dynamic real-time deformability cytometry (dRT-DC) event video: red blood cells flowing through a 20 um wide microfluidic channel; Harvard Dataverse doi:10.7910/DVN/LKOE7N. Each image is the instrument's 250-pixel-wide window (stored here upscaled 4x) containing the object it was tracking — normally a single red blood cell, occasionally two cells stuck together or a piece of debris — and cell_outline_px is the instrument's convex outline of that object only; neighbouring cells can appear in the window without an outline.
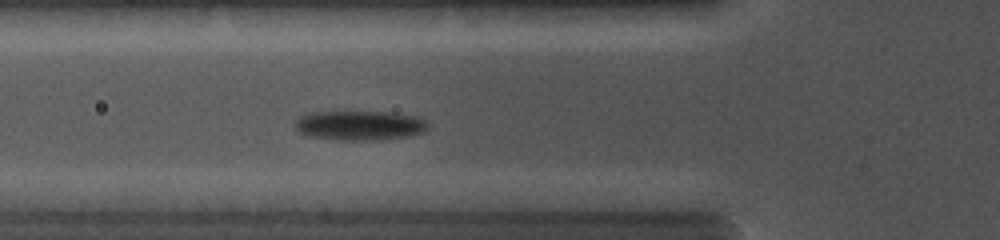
{"species": "common noctule bat (a hibernating species)", "species_latin": "Nyctalus noctula", "temperature_condition": "cold", "stored_images_in_passage": 11, "camera_frame_rate_fps": 5000, "um_per_image_px": 0.085, "animal": {"sex": "female", "body_mass_g": 19.0, "forearm_length_mm": 56.7}, "frame": {"image": 1, "passage_image": 11, "time_ms": 4.6, "image_size_px": [1000, 240], "cell_outline_px": [[428, 128], [424, 132], [408, 136], [376, 140], [336, 140], [308, 136], [300, 132], [296, 128], [296, 120], [300, 116], [312, 112], [392, 112], [416, 116], [428, 120]], "centroid_in_image_um": [30.61, 10.66], "position_along_channel_um": 95.2, "area_um2": 23.0}}